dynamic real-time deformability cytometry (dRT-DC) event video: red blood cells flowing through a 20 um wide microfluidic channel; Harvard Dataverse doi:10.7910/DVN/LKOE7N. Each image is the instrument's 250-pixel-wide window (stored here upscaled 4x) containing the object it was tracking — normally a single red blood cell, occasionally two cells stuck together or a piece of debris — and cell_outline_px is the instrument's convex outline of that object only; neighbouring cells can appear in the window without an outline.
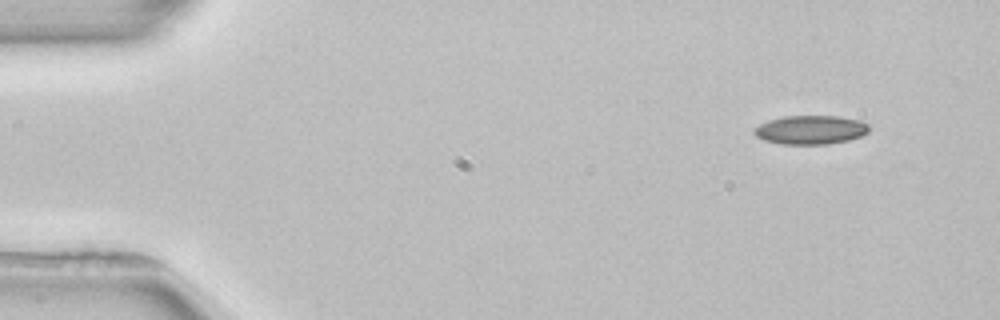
{"species": "common noctule bat (a hibernating species)", "species_latin": "Nyctalus noctula", "temperature_condition": "room temperature", "stored_images_in_passage": 5, "segment_of_instrument_passage": [2, 2], "camera_frame_rate_fps": 3000, "um_per_image_px": 0.085, "animal": {"sex": "female", "body_mass_g": 22.7, "forearm_length_mm": 54.2}, "frame": {"image": 1, "passage_image": 5, "time_ms": 5.333, "image_size_px": [1000, 320], "cell_outline_px": [[868, 132], [860, 136], [848, 140], [828, 144], [780, 144], [764, 140], [756, 136], [752, 132], [752, 128], [768, 120], [784, 116], [840, 116], [860, 120], [868, 124]], "centroid_in_image_um": [68.87, 11.03], "position_along_channel_um": 16.1, "area_um2": 19.42}}